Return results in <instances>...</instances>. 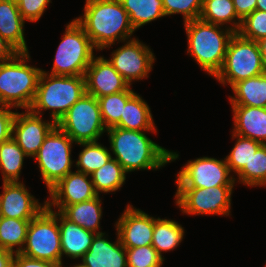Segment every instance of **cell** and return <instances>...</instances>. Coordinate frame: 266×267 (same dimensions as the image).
Instances as JSON below:
<instances>
[{"label":"cell","instance_id":"45","mask_svg":"<svg viewBox=\"0 0 266 267\" xmlns=\"http://www.w3.org/2000/svg\"><path fill=\"white\" fill-rule=\"evenodd\" d=\"M262 56L263 66L266 72V37L257 41Z\"/></svg>","mask_w":266,"mask_h":267},{"label":"cell","instance_id":"12","mask_svg":"<svg viewBox=\"0 0 266 267\" xmlns=\"http://www.w3.org/2000/svg\"><path fill=\"white\" fill-rule=\"evenodd\" d=\"M226 160L211 157H200L188 161L178 172L177 188H209L216 186H234Z\"/></svg>","mask_w":266,"mask_h":267},{"label":"cell","instance_id":"36","mask_svg":"<svg viewBox=\"0 0 266 267\" xmlns=\"http://www.w3.org/2000/svg\"><path fill=\"white\" fill-rule=\"evenodd\" d=\"M127 267H161L165 258L152 245L126 248Z\"/></svg>","mask_w":266,"mask_h":267},{"label":"cell","instance_id":"4","mask_svg":"<svg viewBox=\"0 0 266 267\" xmlns=\"http://www.w3.org/2000/svg\"><path fill=\"white\" fill-rule=\"evenodd\" d=\"M29 53L0 63V106L30 109L42 69L29 66Z\"/></svg>","mask_w":266,"mask_h":267},{"label":"cell","instance_id":"8","mask_svg":"<svg viewBox=\"0 0 266 267\" xmlns=\"http://www.w3.org/2000/svg\"><path fill=\"white\" fill-rule=\"evenodd\" d=\"M21 254L53 263H62L58 211L47 206L29 224Z\"/></svg>","mask_w":266,"mask_h":267},{"label":"cell","instance_id":"26","mask_svg":"<svg viewBox=\"0 0 266 267\" xmlns=\"http://www.w3.org/2000/svg\"><path fill=\"white\" fill-rule=\"evenodd\" d=\"M134 30L165 17L162 0H120Z\"/></svg>","mask_w":266,"mask_h":267},{"label":"cell","instance_id":"28","mask_svg":"<svg viewBox=\"0 0 266 267\" xmlns=\"http://www.w3.org/2000/svg\"><path fill=\"white\" fill-rule=\"evenodd\" d=\"M89 179L92 180L95 192L110 193L120 189L126 180V172L113 157L100 169L95 170Z\"/></svg>","mask_w":266,"mask_h":267},{"label":"cell","instance_id":"15","mask_svg":"<svg viewBox=\"0 0 266 267\" xmlns=\"http://www.w3.org/2000/svg\"><path fill=\"white\" fill-rule=\"evenodd\" d=\"M88 177L91 176L79 171L68 173L48 191L52 200H46V206L49 209L56 207L60 212L65 206L97 197L93 182Z\"/></svg>","mask_w":266,"mask_h":267},{"label":"cell","instance_id":"40","mask_svg":"<svg viewBox=\"0 0 266 267\" xmlns=\"http://www.w3.org/2000/svg\"><path fill=\"white\" fill-rule=\"evenodd\" d=\"M11 107L0 106V144L12 137V124L16 112Z\"/></svg>","mask_w":266,"mask_h":267},{"label":"cell","instance_id":"3","mask_svg":"<svg viewBox=\"0 0 266 267\" xmlns=\"http://www.w3.org/2000/svg\"><path fill=\"white\" fill-rule=\"evenodd\" d=\"M188 40V53L209 75L215 77L221 70L230 39V27L195 19L184 23ZM225 31V32H224Z\"/></svg>","mask_w":266,"mask_h":267},{"label":"cell","instance_id":"25","mask_svg":"<svg viewBox=\"0 0 266 267\" xmlns=\"http://www.w3.org/2000/svg\"><path fill=\"white\" fill-rule=\"evenodd\" d=\"M101 199L99 195L91 200L65 206L60 213L69 221L76 223L86 230L96 234L100 232V219L102 217Z\"/></svg>","mask_w":266,"mask_h":267},{"label":"cell","instance_id":"16","mask_svg":"<svg viewBox=\"0 0 266 267\" xmlns=\"http://www.w3.org/2000/svg\"><path fill=\"white\" fill-rule=\"evenodd\" d=\"M155 218L127 205L116 222L117 235L125 248L152 245Z\"/></svg>","mask_w":266,"mask_h":267},{"label":"cell","instance_id":"46","mask_svg":"<svg viewBox=\"0 0 266 267\" xmlns=\"http://www.w3.org/2000/svg\"><path fill=\"white\" fill-rule=\"evenodd\" d=\"M256 10H261L266 12V0H257Z\"/></svg>","mask_w":266,"mask_h":267},{"label":"cell","instance_id":"10","mask_svg":"<svg viewBox=\"0 0 266 267\" xmlns=\"http://www.w3.org/2000/svg\"><path fill=\"white\" fill-rule=\"evenodd\" d=\"M74 141L57 125L46 136L34 156L48 191L71 172Z\"/></svg>","mask_w":266,"mask_h":267},{"label":"cell","instance_id":"42","mask_svg":"<svg viewBox=\"0 0 266 267\" xmlns=\"http://www.w3.org/2000/svg\"><path fill=\"white\" fill-rule=\"evenodd\" d=\"M257 0H233L237 16L243 20L247 15L256 10Z\"/></svg>","mask_w":266,"mask_h":267},{"label":"cell","instance_id":"30","mask_svg":"<svg viewBox=\"0 0 266 267\" xmlns=\"http://www.w3.org/2000/svg\"><path fill=\"white\" fill-rule=\"evenodd\" d=\"M31 220L2 217L0 219V248L20 253L24 247ZM15 246L18 247L16 250Z\"/></svg>","mask_w":266,"mask_h":267},{"label":"cell","instance_id":"39","mask_svg":"<svg viewBox=\"0 0 266 267\" xmlns=\"http://www.w3.org/2000/svg\"><path fill=\"white\" fill-rule=\"evenodd\" d=\"M51 0H20L18 10L24 20L36 22L43 15Z\"/></svg>","mask_w":266,"mask_h":267},{"label":"cell","instance_id":"11","mask_svg":"<svg viewBox=\"0 0 266 267\" xmlns=\"http://www.w3.org/2000/svg\"><path fill=\"white\" fill-rule=\"evenodd\" d=\"M234 186L177 188L176 204L182 213L192 215H229Z\"/></svg>","mask_w":266,"mask_h":267},{"label":"cell","instance_id":"19","mask_svg":"<svg viewBox=\"0 0 266 267\" xmlns=\"http://www.w3.org/2000/svg\"><path fill=\"white\" fill-rule=\"evenodd\" d=\"M105 233L96 234L90 249L81 258L82 267H127L126 248L117 240L111 242Z\"/></svg>","mask_w":266,"mask_h":267},{"label":"cell","instance_id":"27","mask_svg":"<svg viewBox=\"0 0 266 267\" xmlns=\"http://www.w3.org/2000/svg\"><path fill=\"white\" fill-rule=\"evenodd\" d=\"M200 19L221 26L231 23L230 28L234 32L239 31L242 22L236 14L233 0H203Z\"/></svg>","mask_w":266,"mask_h":267},{"label":"cell","instance_id":"32","mask_svg":"<svg viewBox=\"0 0 266 267\" xmlns=\"http://www.w3.org/2000/svg\"><path fill=\"white\" fill-rule=\"evenodd\" d=\"M130 88L131 86L126 91L97 98L106 129L115 127L120 122L126 102L136 93Z\"/></svg>","mask_w":266,"mask_h":267},{"label":"cell","instance_id":"33","mask_svg":"<svg viewBox=\"0 0 266 267\" xmlns=\"http://www.w3.org/2000/svg\"><path fill=\"white\" fill-rule=\"evenodd\" d=\"M84 147L79 153L76 161L77 171L91 175L95 170L100 169L112 158L110 151L96 142L77 143Z\"/></svg>","mask_w":266,"mask_h":267},{"label":"cell","instance_id":"43","mask_svg":"<svg viewBox=\"0 0 266 267\" xmlns=\"http://www.w3.org/2000/svg\"><path fill=\"white\" fill-rule=\"evenodd\" d=\"M19 52L0 36V63L14 58Z\"/></svg>","mask_w":266,"mask_h":267},{"label":"cell","instance_id":"29","mask_svg":"<svg viewBox=\"0 0 266 267\" xmlns=\"http://www.w3.org/2000/svg\"><path fill=\"white\" fill-rule=\"evenodd\" d=\"M184 229L174 220L155 218L152 246L162 257V252L173 251L182 241Z\"/></svg>","mask_w":266,"mask_h":267},{"label":"cell","instance_id":"47","mask_svg":"<svg viewBox=\"0 0 266 267\" xmlns=\"http://www.w3.org/2000/svg\"><path fill=\"white\" fill-rule=\"evenodd\" d=\"M5 1H8V2L13 3L15 5H18L20 2V0H5Z\"/></svg>","mask_w":266,"mask_h":267},{"label":"cell","instance_id":"17","mask_svg":"<svg viewBox=\"0 0 266 267\" xmlns=\"http://www.w3.org/2000/svg\"><path fill=\"white\" fill-rule=\"evenodd\" d=\"M86 93L96 98L126 91L129 83L103 56L93 57L85 72Z\"/></svg>","mask_w":266,"mask_h":267},{"label":"cell","instance_id":"34","mask_svg":"<svg viewBox=\"0 0 266 267\" xmlns=\"http://www.w3.org/2000/svg\"><path fill=\"white\" fill-rule=\"evenodd\" d=\"M239 182L247 186H266V145H262L237 174Z\"/></svg>","mask_w":266,"mask_h":267},{"label":"cell","instance_id":"7","mask_svg":"<svg viewBox=\"0 0 266 267\" xmlns=\"http://www.w3.org/2000/svg\"><path fill=\"white\" fill-rule=\"evenodd\" d=\"M265 73L262 56L256 41L235 32L229 41L224 63L215 78L231 87L242 80Z\"/></svg>","mask_w":266,"mask_h":267},{"label":"cell","instance_id":"9","mask_svg":"<svg viewBox=\"0 0 266 267\" xmlns=\"http://www.w3.org/2000/svg\"><path fill=\"white\" fill-rule=\"evenodd\" d=\"M56 125L75 143L96 142L107 131L98 99L85 93Z\"/></svg>","mask_w":266,"mask_h":267},{"label":"cell","instance_id":"18","mask_svg":"<svg viewBox=\"0 0 266 267\" xmlns=\"http://www.w3.org/2000/svg\"><path fill=\"white\" fill-rule=\"evenodd\" d=\"M2 187L3 192L0 194L2 217L33 219L46 207V201L41 206L21 181L3 182Z\"/></svg>","mask_w":266,"mask_h":267},{"label":"cell","instance_id":"44","mask_svg":"<svg viewBox=\"0 0 266 267\" xmlns=\"http://www.w3.org/2000/svg\"><path fill=\"white\" fill-rule=\"evenodd\" d=\"M14 253L0 248V267H12Z\"/></svg>","mask_w":266,"mask_h":267},{"label":"cell","instance_id":"1","mask_svg":"<svg viewBox=\"0 0 266 267\" xmlns=\"http://www.w3.org/2000/svg\"><path fill=\"white\" fill-rule=\"evenodd\" d=\"M112 153L126 173L135 170H157L176 160V152L166 150L146 136L145 131L120 127L107 129Z\"/></svg>","mask_w":266,"mask_h":267},{"label":"cell","instance_id":"23","mask_svg":"<svg viewBox=\"0 0 266 267\" xmlns=\"http://www.w3.org/2000/svg\"><path fill=\"white\" fill-rule=\"evenodd\" d=\"M115 127L157 132L149 105L136 93L126 102L120 122Z\"/></svg>","mask_w":266,"mask_h":267},{"label":"cell","instance_id":"37","mask_svg":"<svg viewBox=\"0 0 266 267\" xmlns=\"http://www.w3.org/2000/svg\"><path fill=\"white\" fill-rule=\"evenodd\" d=\"M165 16L182 14L184 23L200 18L203 0H162Z\"/></svg>","mask_w":266,"mask_h":267},{"label":"cell","instance_id":"48","mask_svg":"<svg viewBox=\"0 0 266 267\" xmlns=\"http://www.w3.org/2000/svg\"><path fill=\"white\" fill-rule=\"evenodd\" d=\"M72 267V266H71ZM73 267H82L80 264H76Z\"/></svg>","mask_w":266,"mask_h":267},{"label":"cell","instance_id":"41","mask_svg":"<svg viewBox=\"0 0 266 267\" xmlns=\"http://www.w3.org/2000/svg\"><path fill=\"white\" fill-rule=\"evenodd\" d=\"M62 264L30 258L21 253H14L12 267H62Z\"/></svg>","mask_w":266,"mask_h":267},{"label":"cell","instance_id":"5","mask_svg":"<svg viewBox=\"0 0 266 267\" xmlns=\"http://www.w3.org/2000/svg\"><path fill=\"white\" fill-rule=\"evenodd\" d=\"M85 93L84 76L51 75L42 70L30 110L40 115L50 109L51 120L57 123Z\"/></svg>","mask_w":266,"mask_h":267},{"label":"cell","instance_id":"2","mask_svg":"<svg viewBox=\"0 0 266 267\" xmlns=\"http://www.w3.org/2000/svg\"><path fill=\"white\" fill-rule=\"evenodd\" d=\"M82 17L75 20L97 50L110 48L115 41L124 42L135 31L120 0H86Z\"/></svg>","mask_w":266,"mask_h":267},{"label":"cell","instance_id":"21","mask_svg":"<svg viewBox=\"0 0 266 267\" xmlns=\"http://www.w3.org/2000/svg\"><path fill=\"white\" fill-rule=\"evenodd\" d=\"M58 223L61 238V254L72 259L82 258L90 249L96 233L80 227L66 219L58 212Z\"/></svg>","mask_w":266,"mask_h":267},{"label":"cell","instance_id":"13","mask_svg":"<svg viewBox=\"0 0 266 267\" xmlns=\"http://www.w3.org/2000/svg\"><path fill=\"white\" fill-rule=\"evenodd\" d=\"M125 42L112 52V57L108 61L131 86L134 80L148 78L155 57L151 49L140 40L131 38Z\"/></svg>","mask_w":266,"mask_h":267},{"label":"cell","instance_id":"31","mask_svg":"<svg viewBox=\"0 0 266 267\" xmlns=\"http://www.w3.org/2000/svg\"><path fill=\"white\" fill-rule=\"evenodd\" d=\"M25 157L28 156L13 137L0 144V169L3 182H18Z\"/></svg>","mask_w":266,"mask_h":267},{"label":"cell","instance_id":"6","mask_svg":"<svg viewBox=\"0 0 266 267\" xmlns=\"http://www.w3.org/2000/svg\"><path fill=\"white\" fill-rule=\"evenodd\" d=\"M94 46L83 27L74 19L67 26L60 42L51 75L84 76L94 57Z\"/></svg>","mask_w":266,"mask_h":267},{"label":"cell","instance_id":"20","mask_svg":"<svg viewBox=\"0 0 266 267\" xmlns=\"http://www.w3.org/2000/svg\"><path fill=\"white\" fill-rule=\"evenodd\" d=\"M233 133L266 145V108L232 105Z\"/></svg>","mask_w":266,"mask_h":267},{"label":"cell","instance_id":"14","mask_svg":"<svg viewBox=\"0 0 266 267\" xmlns=\"http://www.w3.org/2000/svg\"><path fill=\"white\" fill-rule=\"evenodd\" d=\"M55 126V121L45 122L41 115L38 116L26 109L25 113L16 112L12 124V137L24 153L33 158Z\"/></svg>","mask_w":266,"mask_h":267},{"label":"cell","instance_id":"38","mask_svg":"<svg viewBox=\"0 0 266 267\" xmlns=\"http://www.w3.org/2000/svg\"><path fill=\"white\" fill-rule=\"evenodd\" d=\"M238 33L242 37L256 42L266 37V12L254 10L247 15L242 20Z\"/></svg>","mask_w":266,"mask_h":267},{"label":"cell","instance_id":"22","mask_svg":"<svg viewBox=\"0 0 266 267\" xmlns=\"http://www.w3.org/2000/svg\"><path fill=\"white\" fill-rule=\"evenodd\" d=\"M25 20L18 10V5L0 0V36L19 53H28L24 37Z\"/></svg>","mask_w":266,"mask_h":267},{"label":"cell","instance_id":"35","mask_svg":"<svg viewBox=\"0 0 266 267\" xmlns=\"http://www.w3.org/2000/svg\"><path fill=\"white\" fill-rule=\"evenodd\" d=\"M232 139H237L232 151L225 160L229 171L238 173L245 165H248L252 155L263 145L260 142L232 134Z\"/></svg>","mask_w":266,"mask_h":267},{"label":"cell","instance_id":"24","mask_svg":"<svg viewBox=\"0 0 266 267\" xmlns=\"http://www.w3.org/2000/svg\"><path fill=\"white\" fill-rule=\"evenodd\" d=\"M235 96H230L231 105L266 108V72L235 83Z\"/></svg>","mask_w":266,"mask_h":267}]
</instances>
